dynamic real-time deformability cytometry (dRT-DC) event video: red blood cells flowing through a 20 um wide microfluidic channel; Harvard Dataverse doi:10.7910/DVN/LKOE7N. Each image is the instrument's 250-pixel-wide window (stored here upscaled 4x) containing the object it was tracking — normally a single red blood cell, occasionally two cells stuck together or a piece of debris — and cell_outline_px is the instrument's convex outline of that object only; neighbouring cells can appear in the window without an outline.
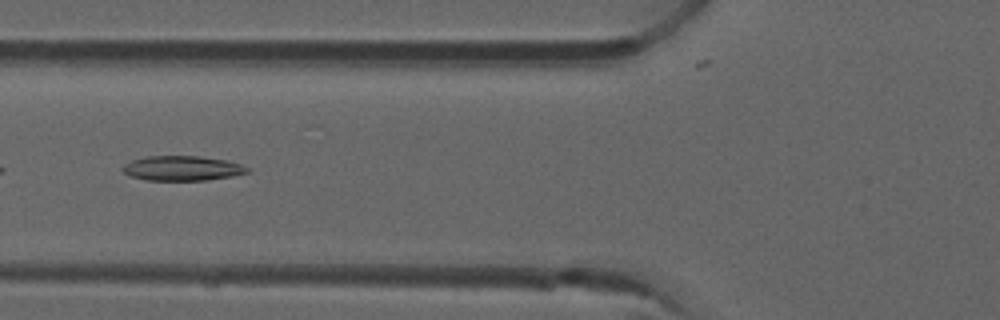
{"species": "common noctule bat (a hibernating species)", "species_latin": "Nyctalus noctula", "temperature_condition": "room temperature", "stored_images_in_passage": 29, "camera_frame_rate_fps": 3000, "um_per_image_px": 0.085, "animal": {"sex": "male", "forearm_length_mm": 52.5}, "frame": {"image": 1, "passage_image": 9, "time_ms": 2.667, "image_size_px": [1000, 320], "cell_outline_px": [[248, 172], [232, 176], [204, 180], [148, 180], [132, 176], [124, 172], [120, 168], [124, 164], [132, 160], [148, 156], [200, 156], [224, 160], [240, 164], [248, 168]], "centroid_in_image_um": [15.46, 14.3], "position_along_channel_um": 110.3, "area_um2": 17.74}}
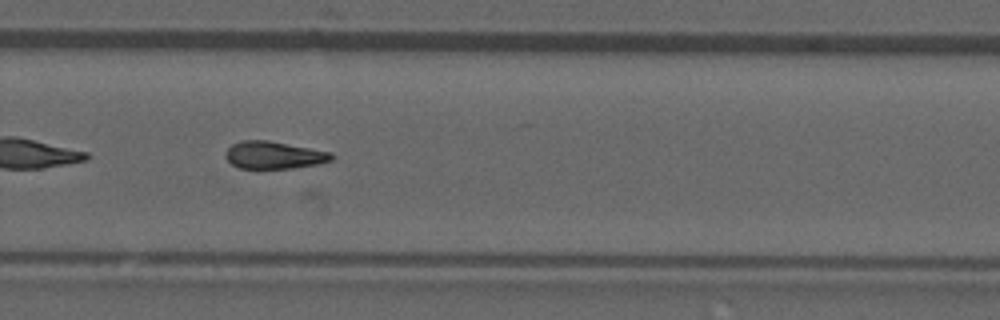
{"frame": {"image": 2, "passage_image": 24, "time_ms": 7.667, "image_size_px": [1000, 320], "cell_outline_px": [[336, 156], [332, 160], [316, 164], [292, 168], [240, 168], [232, 164], [224, 156], [224, 152], [232, 144], [240, 140], [268, 140], [332, 152]], "centroid_in_image_um": [23.28, 13.17], "position_along_channel_um": 306.5, "area_um2": 16.99}}